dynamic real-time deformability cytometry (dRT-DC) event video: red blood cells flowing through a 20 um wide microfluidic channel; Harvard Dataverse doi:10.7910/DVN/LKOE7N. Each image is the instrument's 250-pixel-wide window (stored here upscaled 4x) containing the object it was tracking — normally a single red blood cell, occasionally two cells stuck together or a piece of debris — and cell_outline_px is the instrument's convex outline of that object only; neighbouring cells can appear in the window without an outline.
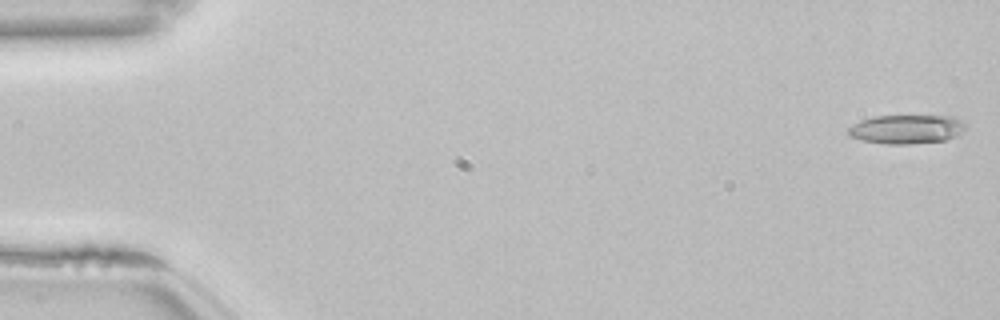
{"species": "common noctule bat (a hibernating species)", "species_latin": "Nyctalus noctula", "temperature_condition": "room temperature", "stored_images_in_passage": 53, "camera_frame_rate_fps": 3000, "um_per_image_px": 0.085, "animal": {"sex": "female", "body_mass_g": 22.7, "forearm_length_mm": 54.2}, "frame": {"image": 1, "passage_image": 1, "time_ms": 0.0, "image_size_px": [1000, 320], "cell_outline_px": [[964, 128], [956, 136], [944, 140], [912, 144], [884, 144], [864, 140], [848, 136], [848, 128], [852, 124], [860, 120], [876, 116], [952, 116], [960, 120], [964, 124]], "centroid_in_image_um": [77.01, 10.98], "position_along_channel_um": 8.0, "area_um2": 19.65}}
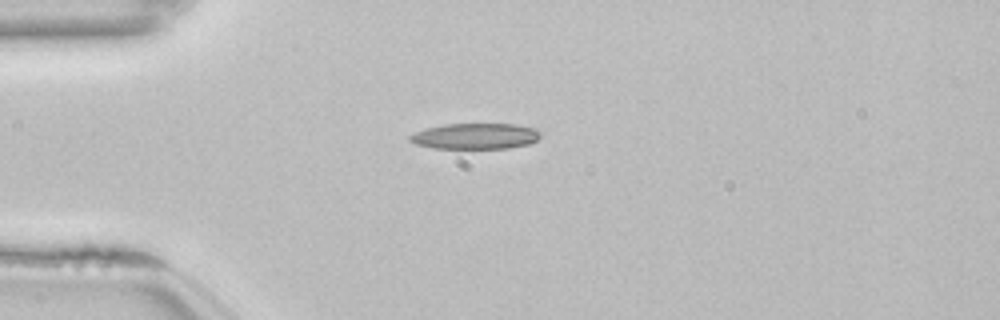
{"frame": {"image": 2, "passage_image": 14, "time_ms": 4.333, "image_size_px": [1000, 320], "cell_outline_px": [[544, 132], [536, 140], [528, 144], [508, 148], [432, 148], [416, 144], [408, 140], [408, 136], [416, 132], [428, 128], [444, 124], [516, 124], [532, 128]], "centroid_in_image_um": [40.41, 11.57], "position_along_channel_um": 44.6, "area_um2": 19.59}}
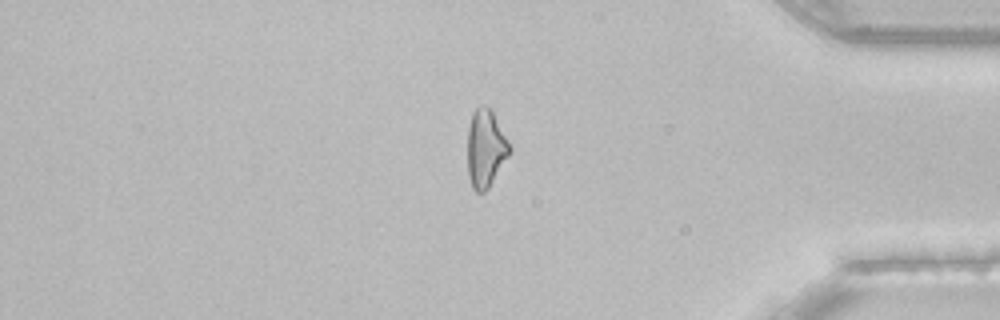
{"frame": {"image": 3, "passage_image": 45, "time_ms": 14.667, "image_size_px": [1000, 320], "cell_outline_px": [[512, 152], [488, 188], [484, 192], [476, 192], [472, 188], [468, 176], [468, 128], [472, 112], [480, 104], [488, 104], [492, 108], [512, 148]], "centroid_in_image_um": [41.29, 12.57], "position_along_channel_um": 393.9, "area_um2": 19.54}, "authors_computed_cell_mechanics": {"area_um2": 19.7098, "velocity_mm_per_s": 3.8573, "shape_relaxation_time_tau1_ms": 6.1324, "shape_relaxation_time_tau2_ms": 4.713, "deformation_change_tau1": 0.1523, "deformation_change_tau2": 0.1402}}